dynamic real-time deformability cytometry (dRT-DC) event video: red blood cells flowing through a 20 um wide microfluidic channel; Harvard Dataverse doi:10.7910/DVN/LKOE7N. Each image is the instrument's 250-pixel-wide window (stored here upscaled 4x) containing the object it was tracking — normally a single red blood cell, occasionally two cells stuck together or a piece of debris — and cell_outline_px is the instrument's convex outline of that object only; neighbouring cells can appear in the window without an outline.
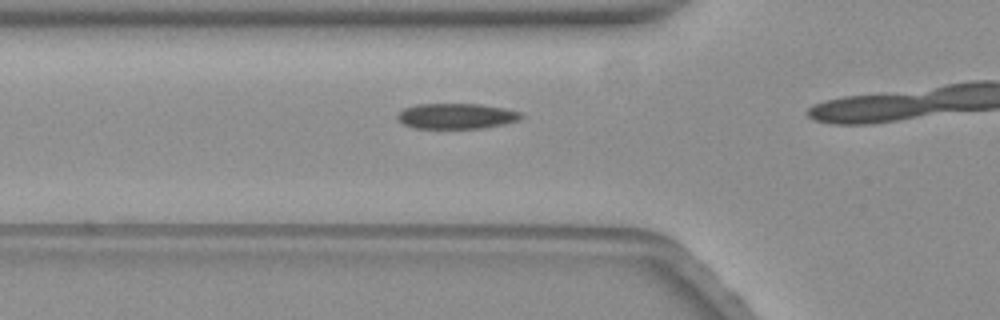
{"species": "common noctule bat (a hibernating species)", "species_latin": "Nyctalus noctula", "temperature_condition": "warm", "stored_images_in_passage": 11, "camera_frame_rate_fps": 3000, "um_per_image_px": 0.085, "animal": {"sex": "female", "body_mass_g": 19.3, "forearm_length_mm": 54.1}, "frame": {"image": 1, "passage_image": 7, "time_ms": 2.0, "image_size_px": [1000, 320], "cell_outline_px": [[524, 116], [520, 120], [504, 124], [484, 128], [412, 128], [404, 124], [396, 116], [404, 108], [416, 104], [480, 104], [504, 108], [520, 112]], "centroid_in_image_um": [38.82, 9.87], "position_along_channel_um": 87.0, "area_um2": 18.38}}